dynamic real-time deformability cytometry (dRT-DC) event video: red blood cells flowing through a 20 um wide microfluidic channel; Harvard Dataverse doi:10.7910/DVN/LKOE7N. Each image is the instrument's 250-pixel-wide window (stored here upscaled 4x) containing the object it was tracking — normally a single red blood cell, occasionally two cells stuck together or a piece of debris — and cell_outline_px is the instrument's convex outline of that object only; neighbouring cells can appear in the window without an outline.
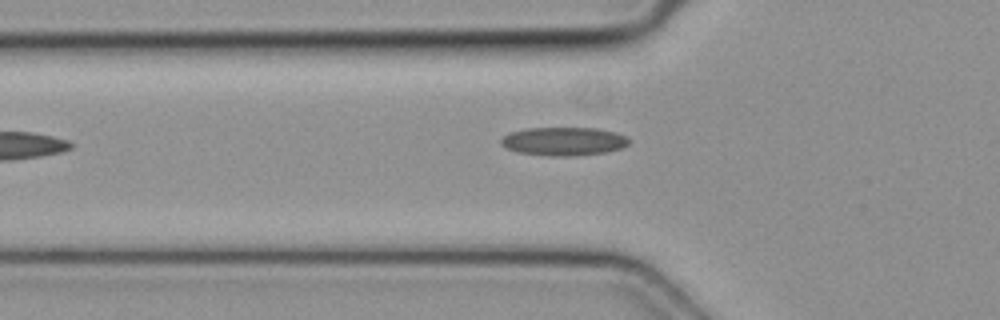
{"species": "common noctule bat (a hibernating species)", "species_latin": "Nyctalus noctula", "temperature_condition": "cold", "stored_images_in_passage": 3, "camera_frame_rate_fps": 3000, "um_per_image_px": 0.085, "animal": {"sex": "female", "body_mass_g": 19.3, "forearm_length_mm": 54.1}, "frame": {"image": 1, "passage_image": 3, "time_ms": 0.667, "image_size_px": [1000, 320], "cell_outline_px": [[628, 144], [620, 148], [604, 152], [568, 156], [552, 156], [520, 152], [508, 148], [500, 144], [500, 140], [504, 136], [512, 132], [524, 128], [596, 128], [616, 132], [624, 136], [628, 140]], "centroid_in_image_um": [47.89, 12.0], "position_along_channel_um": 77.9, "area_um2": 20.81}}